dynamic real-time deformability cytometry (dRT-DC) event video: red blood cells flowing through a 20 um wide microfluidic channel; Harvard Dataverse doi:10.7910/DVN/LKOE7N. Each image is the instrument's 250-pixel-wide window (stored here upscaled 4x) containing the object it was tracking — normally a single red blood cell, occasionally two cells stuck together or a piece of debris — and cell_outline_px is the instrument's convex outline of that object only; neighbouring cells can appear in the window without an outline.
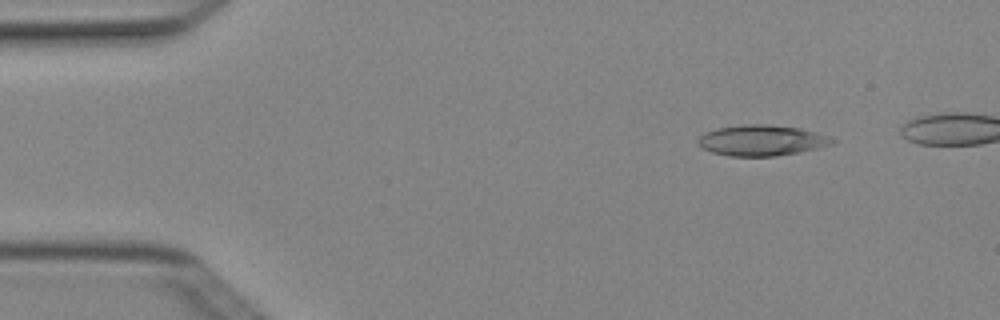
{"species": "Egyptian fruit bat (a non-hibernating species)", "species_latin": "Rousettus aegyptiacus", "temperature_condition": "cold", "stored_images_in_passage": 4, "camera_frame_rate_fps": 3000, "um_per_image_px": 0.085, "animal": {"sex": "female"}, "frame": {"image": 1, "passage_image": 1, "time_ms": 0.0, "image_size_px": [1000, 320], "cell_outline_px": [[836, 140], [832, 144], [800, 152], [776, 156], [728, 156], [712, 152], [704, 148], [696, 140], [704, 132], [716, 128], [744, 124], [768, 124], [800, 128], [816, 132]], "centroid_in_image_um": [64.72, 11.93], "position_along_channel_um": 20.3, "area_um2": 23.99}}